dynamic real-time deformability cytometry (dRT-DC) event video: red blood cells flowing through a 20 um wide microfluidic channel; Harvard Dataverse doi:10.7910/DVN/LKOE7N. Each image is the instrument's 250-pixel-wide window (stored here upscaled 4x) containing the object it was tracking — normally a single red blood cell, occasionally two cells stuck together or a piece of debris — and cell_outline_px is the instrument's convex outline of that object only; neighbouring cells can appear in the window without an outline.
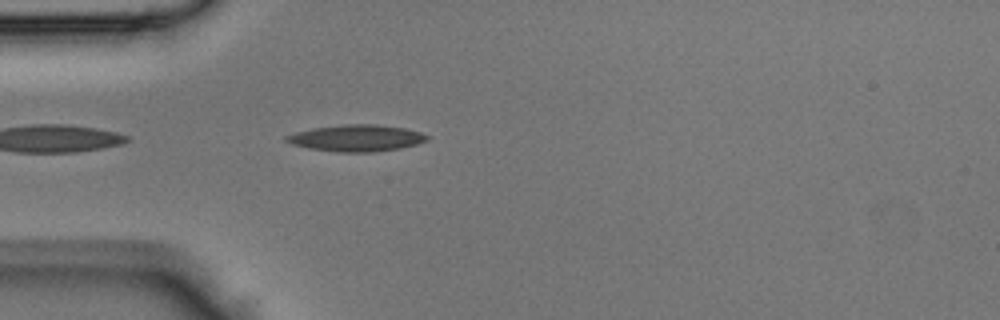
{"species": "Egyptian fruit bat (a non-hibernating species)", "species_latin": "Rousettus aegyptiacus", "temperature_condition": "room temperature", "stored_images_in_passage": 33, "camera_frame_rate_fps": 3000, "um_per_image_px": 0.085, "animal": {"sex": "male"}, "frame": {"image": 1, "passage_image": 2, "time_ms": 0.333, "image_size_px": [1000, 320], "cell_outline_px": [[428, 140], [416, 144], [400, 148], [372, 152], [340, 152], [308, 148], [292, 144], [284, 140], [284, 136], [296, 132], [312, 128], [344, 124], [376, 124], [404, 128], [420, 132], [428, 136]], "centroid_in_image_um": [30.27, 11.73], "position_along_channel_um": 54.7, "area_um2": 21.73}}
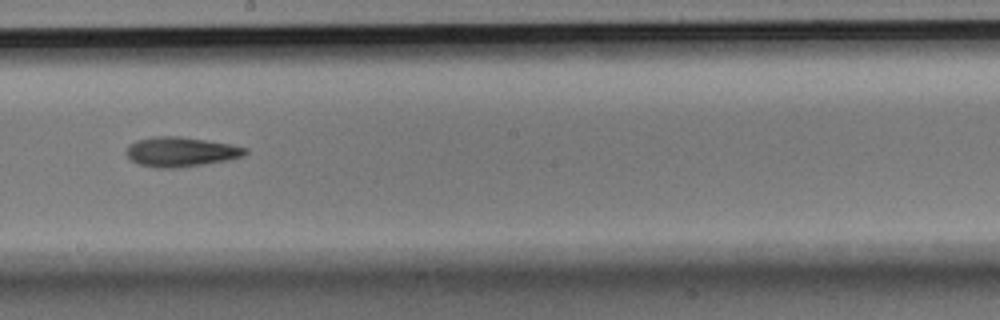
{"frame": {"image": 2, "passage_image": 14, "time_ms": 4.333, "image_size_px": [1000, 320], "cell_outline_px": [[248, 152], [244, 156], [228, 160], [180, 168], [156, 168], [140, 164], [132, 160], [128, 156], [128, 144], [136, 140], [152, 136], [180, 136], [228, 144], [248, 148]], "centroid_in_image_um": [15.38, 12.9], "position_along_channel_um": 232.8, "area_um2": 20.52}}
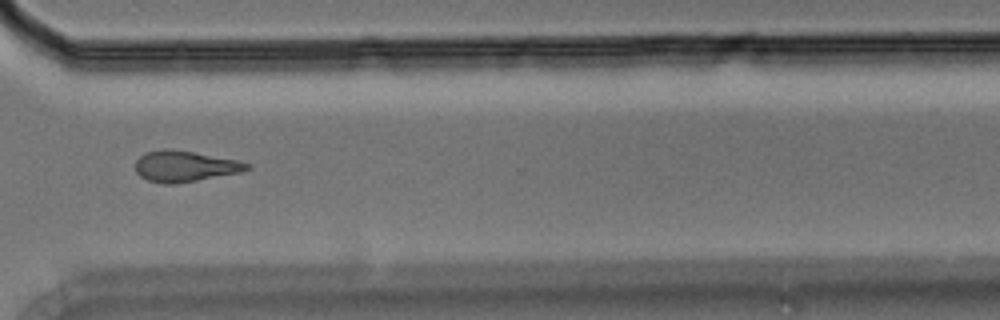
{"frame": {"image": 3, "passage_image": 22, "time_ms": 7.0, "image_size_px": [1000, 320], "cell_outline_px": [[252, 168], [240, 172], [196, 180], [172, 184], [164, 184], [148, 180], [140, 176], [136, 172], [136, 160], [140, 156], [148, 152], [164, 148], [168, 148], [240, 160], [252, 164]], "centroid_in_image_um": [15.73, 14.12], "position_along_channel_um": 354.9, "area_um2": 20.0}}